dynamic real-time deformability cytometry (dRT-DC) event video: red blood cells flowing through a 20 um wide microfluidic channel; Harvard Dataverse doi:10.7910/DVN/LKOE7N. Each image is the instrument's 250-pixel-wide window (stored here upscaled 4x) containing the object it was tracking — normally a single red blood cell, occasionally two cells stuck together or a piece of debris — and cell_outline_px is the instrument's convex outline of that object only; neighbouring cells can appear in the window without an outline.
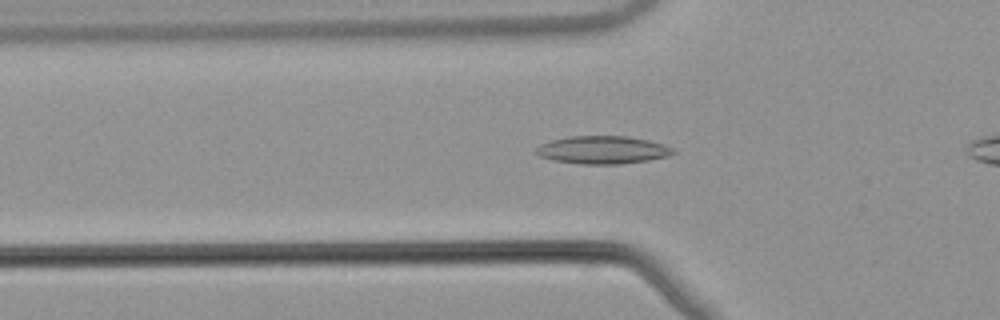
{"species": "common noctule bat (a hibernating species)", "species_latin": "Nyctalus noctula", "temperature_condition": "warm", "stored_images_in_passage": 46, "camera_frame_rate_fps": 3000, "um_per_image_px": 0.085, "animal": {"sex": "male", "body_mass_g": 21.5, "forearm_length_mm": 52.0}, "frame": {"image": 1, "passage_image": 10, "time_ms": 3.0, "image_size_px": [1000, 320], "cell_outline_px": [[676, 152], [668, 156], [648, 160], [620, 164], [580, 164], [552, 160], [540, 156], [536, 152], [536, 148], [540, 144], [552, 140], [568, 136], [628, 136], [648, 140], [672, 148]], "centroid_in_image_um": [51.2, 12.74], "position_along_channel_um": 74.6, "area_um2": 22.14}}
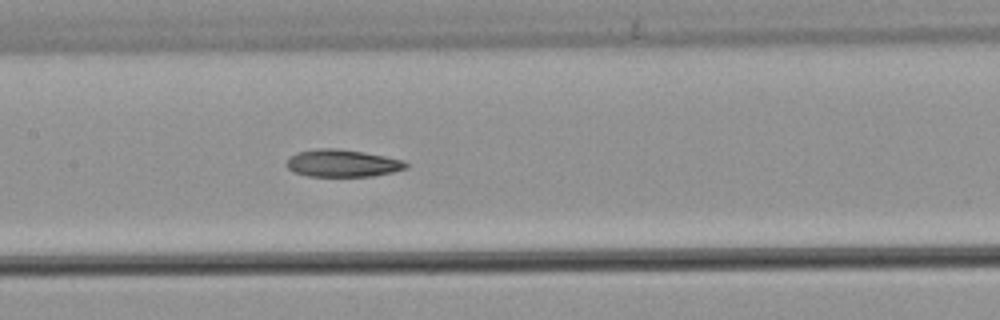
{"frame": {"image": 2, "passage_image": 18, "time_ms": 5.667, "image_size_px": [1000, 320], "cell_outline_px": [[408, 168], [392, 172], [372, 176], [308, 176], [292, 172], [284, 164], [296, 152], [316, 148], [340, 148], [364, 152], [404, 160], [408, 164]], "centroid_in_image_um": [29.09, 13.87], "position_along_channel_um": 178.3, "area_um2": 19.19}}
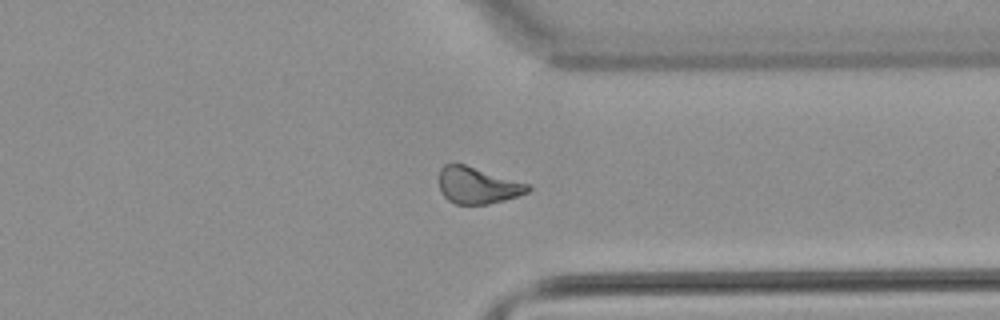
{"frame": {"image": 3, "passage_image": 33, "time_ms": 10.667, "image_size_px": [1000, 320], "cell_outline_px": [[532, 188], [528, 192], [504, 200], [488, 204], [456, 204], [448, 200], [440, 192], [440, 168], [444, 164], [464, 164], [532, 184]], "centroid_in_image_um": [40.62, 15.76], "position_along_channel_um": 370.8, "area_um2": 19.02}, "authors_computed_cell_mechanics": {"area_um2": 19.5942, "velocity_mm_per_s": 3.8758, "shape_relaxation_time_tau1_ms": null, "shape_relaxation_time_tau2_ms": 6.8055, "deformation_change_tau1": null, "deformation_change_tau2": 0.1484}}